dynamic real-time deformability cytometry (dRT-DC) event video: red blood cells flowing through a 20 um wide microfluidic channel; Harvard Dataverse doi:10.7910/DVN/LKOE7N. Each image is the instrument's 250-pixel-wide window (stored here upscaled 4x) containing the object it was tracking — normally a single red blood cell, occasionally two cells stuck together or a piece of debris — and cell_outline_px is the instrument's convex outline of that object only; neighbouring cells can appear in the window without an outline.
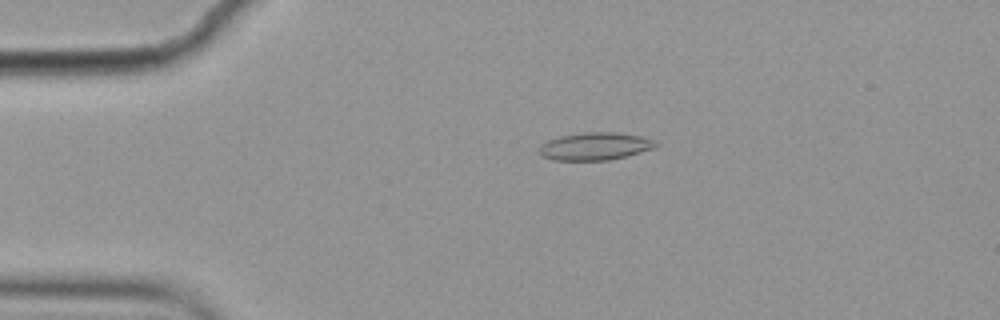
{"species": "common noctule bat (a hibernating species)", "species_latin": "Nyctalus noctula", "temperature_condition": "cold", "stored_images_in_passage": 4, "camera_frame_rate_fps": 3000, "um_per_image_px": 0.085, "animal": {"sex": "female", "body_mass_g": 19.9}, "frame": {"image": 1, "passage_image": 2, "time_ms": 0.333, "image_size_px": [1000, 320], "cell_outline_px": [[660, 144], [652, 148], [628, 156], [608, 160], [552, 160], [540, 156], [540, 144], [548, 140], [560, 136], [584, 132], [612, 132], [640, 136], [656, 140]], "centroid_in_image_um": [50.57, 12.44], "position_along_channel_um": 34.4, "area_um2": 18.79}}
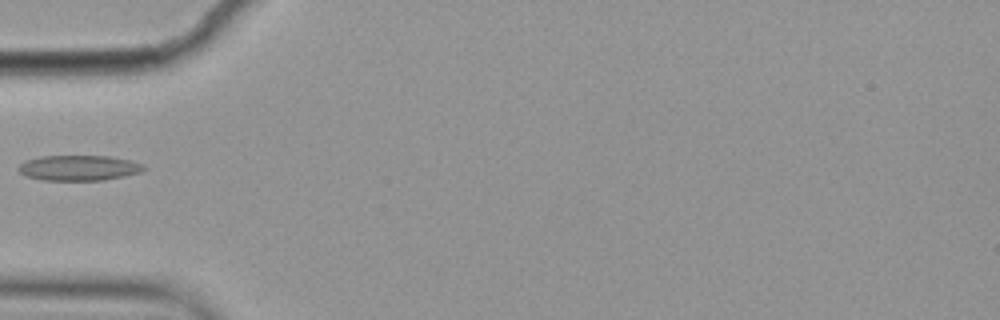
{"frame": {"image": 2, "passage_image": 4, "time_ms": 1.0, "image_size_px": [1000, 320], "cell_outline_px": [[148, 168], [144, 172], [104, 180], [44, 180], [28, 176], [20, 172], [16, 168], [24, 160], [40, 156], [108, 156], [132, 160], [144, 164]], "centroid_in_image_um": [6.76, 14.26], "position_along_channel_um": 78.2, "area_um2": 18.73}}